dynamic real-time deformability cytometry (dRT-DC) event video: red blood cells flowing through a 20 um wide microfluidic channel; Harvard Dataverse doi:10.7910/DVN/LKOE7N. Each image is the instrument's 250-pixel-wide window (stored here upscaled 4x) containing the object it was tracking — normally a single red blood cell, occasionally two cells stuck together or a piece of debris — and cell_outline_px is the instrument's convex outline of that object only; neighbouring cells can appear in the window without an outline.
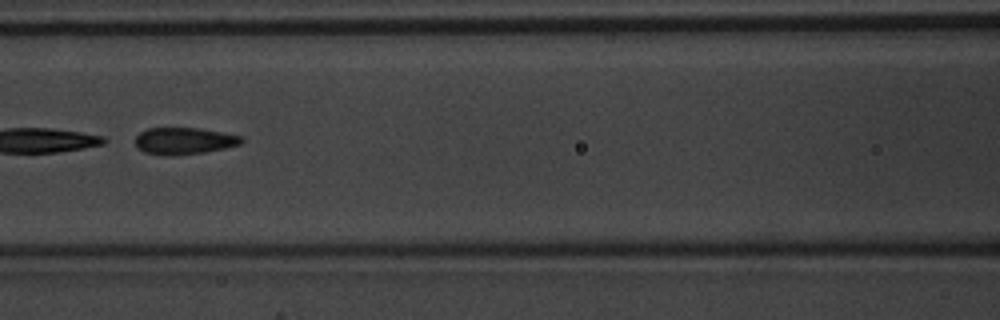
{"species": "common noctule bat (a hibernating species)", "species_latin": "Nyctalus noctula", "temperature_condition": "warm", "stored_images_in_passage": 6, "camera_frame_rate_fps": 3000, "um_per_image_px": 0.085, "animal": {"sex": "male", "body_mass_g": 20.1, "forearm_length_mm": 53.5}, "frame": {"image": 1, "passage_image": 6, "time_ms": 1.667, "image_size_px": [1000, 320], "cell_outline_px": [[244, 140], [240, 144], [224, 148], [204, 152], [172, 156], [168, 156], [144, 152], [136, 144], [136, 136], [140, 132], [148, 128], [200, 128], [244, 136]], "centroid_in_image_um": [15.68, 11.97], "position_along_channel_um": 150.9, "area_um2": 16.59}}